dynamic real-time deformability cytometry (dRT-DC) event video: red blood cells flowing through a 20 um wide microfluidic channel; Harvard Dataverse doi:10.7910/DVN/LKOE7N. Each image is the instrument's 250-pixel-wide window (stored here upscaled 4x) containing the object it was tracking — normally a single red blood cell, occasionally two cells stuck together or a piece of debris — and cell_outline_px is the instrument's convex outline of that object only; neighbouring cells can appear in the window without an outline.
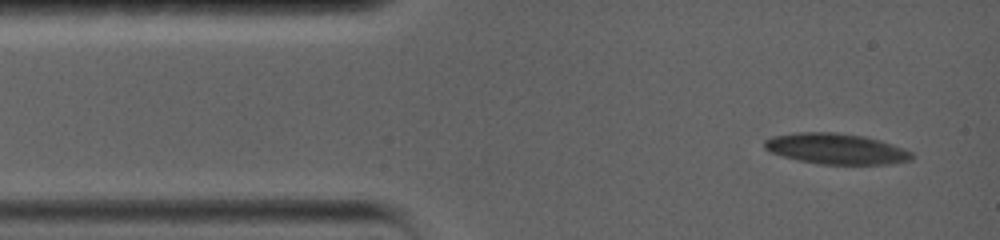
{"species": "common noctule bat (a hibernating species)", "species_latin": "Nyctalus noctula", "temperature_condition": "warm", "stored_images_in_passage": 81, "camera_frame_rate_fps": 5000, "um_per_image_px": 0.085, "animal": {"sex": "female", "body_mass_g": 19.0, "forearm_length_mm": 56.7}, "frame": {"image": 1, "passage_image": 1, "time_ms": 0.0, "image_size_px": [1000, 240], "cell_outline_px": [[912, 160], [892, 164], [820, 164], [796, 160], [772, 152], [764, 148], [764, 140], [772, 136], [800, 132], [836, 132], [864, 136], [880, 140], [904, 148], [912, 152]], "centroid_in_image_um": [71.09, 12.64], "position_along_channel_um": 13.9, "area_um2": 26.41}}
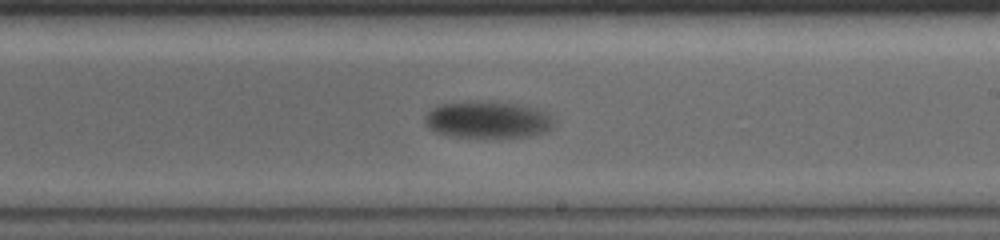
{"frame": {"image": 2, "passage_image": 40, "time_ms": 8.8, "image_size_px": [1000, 240], "cell_outline_px": [[556, 120], [552, 128], [544, 132], [528, 136], [452, 136], [436, 132], [428, 128], [424, 120], [424, 116], [432, 108], [440, 104], [476, 100], [492, 100], [520, 104], [536, 108], [548, 112]], "centroid_in_image_um": [41.48, 10.13], "position_along_channel_um": 247.5, "area_um2": 28.03}}
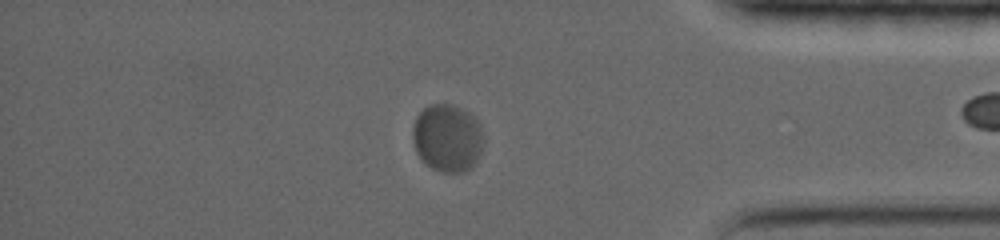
{"frame": {"image": 3, "passage_image": 71, "time_ms": 14.0, "image_size_px": [1000, 240], "cell_outline_px": [[484, 140], [480, 152], [472, 168], [464, 172], [440, 172], [424, 164], [416, 152], [412, 140], [412, 128], [416, 116], [428, 104], [452, 104], [468, 112], [480, 124], [484, 136]], "centroid_in_image_um": [38.01, 11.73], "position_along_channel_um": 397.2, "area_um2": 28.32}, "authors_computed_cell_mechanics": {"area_um2": 28.1486, "velocity_mm_per_s": 3.2868, "shape_relaxation_time_tau1_ms": 10.5429, "shape_relaxation_time_tau2_ms": null, "deformation_change_tau1": 0.26, "deformation_change_tau2": null}}